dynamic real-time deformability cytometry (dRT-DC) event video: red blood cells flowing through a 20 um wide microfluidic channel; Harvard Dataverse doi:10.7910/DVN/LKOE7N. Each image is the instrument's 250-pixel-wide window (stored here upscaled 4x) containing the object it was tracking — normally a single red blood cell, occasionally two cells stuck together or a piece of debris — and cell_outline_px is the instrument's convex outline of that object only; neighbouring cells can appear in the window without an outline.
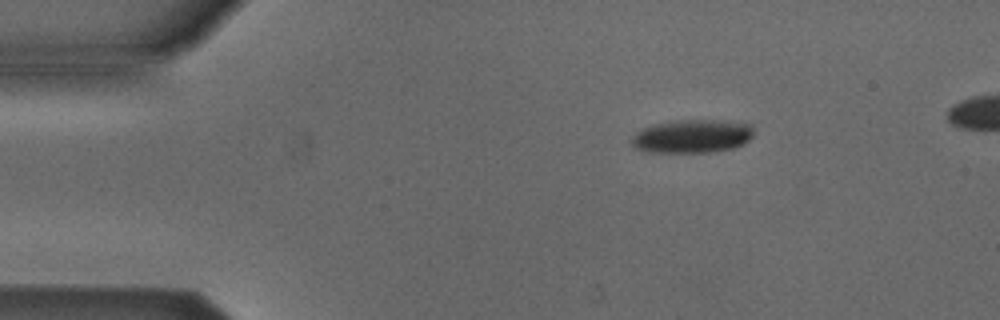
{"species": "Egyptian fruit bat (a non-hibernating species)", "species_latin": "Rousettus aegyptiacus", "temperature_condition": "cold", "stored_images_in_passage": 44, "camera_frame_rate_fps": 3000, "um_per_image_px": 0.085, "animal": {"sex": "male"}, "frame": {"image": 1, "passage_image": 2, "time_ms": 0.333, "image_size_px": [1000, 320], "cell_outline_px": [[752, 136], [744, 144], [736, 148], [716, 152], [644, 152], [632, 148], [632, 136], [636, 132], [644, 128], [656, 124], [680, 120], [712, 120], [748, 124], [752, 128]], "centroid_in_image_um": [58.8, 11.61], "position_along_channel_um": 26.2, "area_um2": 23.7}}
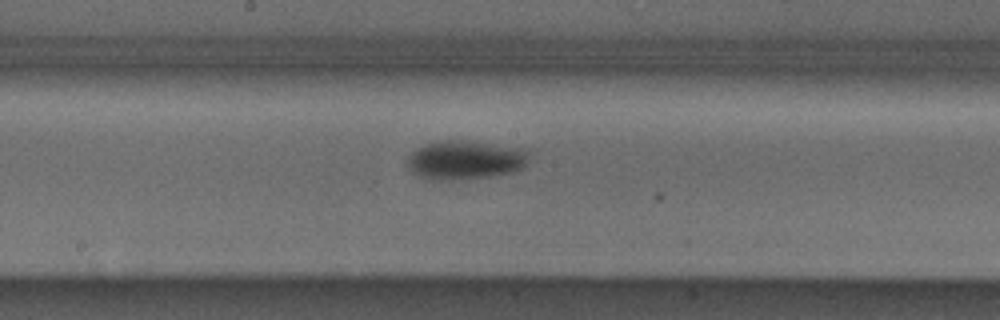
{"frame": {"image": 2, "passage_image": 21, "time_ms": 6.667, "image_size_px": [1000, 320], "cell_outline_px": [[532, 152], [528, 160], [520, 168], [508, 172], [488, 176], [428, 180], [412, 172], [408, 168], [408, 160], [412, 152], [436, 140], [464, 140], [532, 148]], "centroid_in_image_um": [39.61, 13.55], "position_along_channel_um": 208.6, "area_um2": 27.4}}
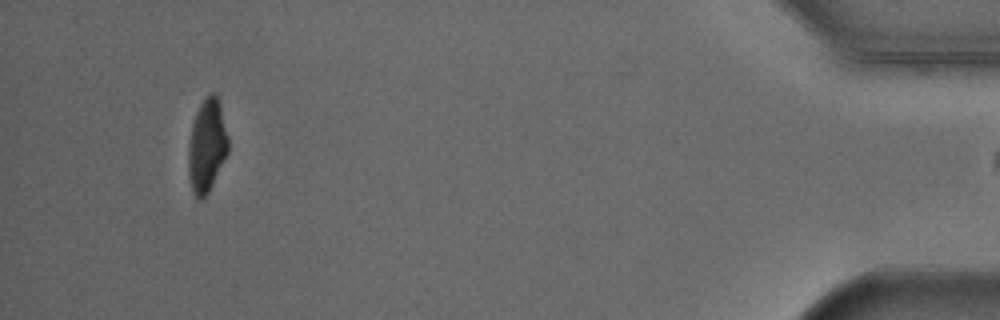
{"frame": {"image": 3, "passage_image": 43, "time_ms": 14.0, "image_size_px": [1000, 320], "cell_outline_px": [[228, 152], [208, 192], [200, 200], [192, 192], [188, 176], [188, 148], [192, 124], [196, 112], [200, 104], [208, 92], [216, 92], [220, 104], [228, 136]], "centroid_in_image_um": [17.58, 12.34], "position_along_channel_um": 417.6, "area_um2": 21.62}}